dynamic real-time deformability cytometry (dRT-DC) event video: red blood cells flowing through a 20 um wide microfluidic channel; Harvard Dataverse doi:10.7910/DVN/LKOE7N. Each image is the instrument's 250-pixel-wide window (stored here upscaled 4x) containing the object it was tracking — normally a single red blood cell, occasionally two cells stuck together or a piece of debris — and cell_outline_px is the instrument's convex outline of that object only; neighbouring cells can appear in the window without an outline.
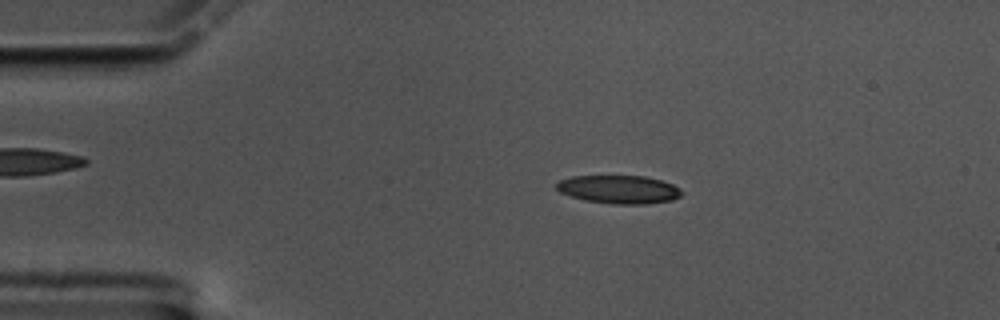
{"species": "common noctule bat (a hibernating species)", "species_latin": "Nyctalus noctula", "temperature_condition": "cold", "stored_images_in_passage": 58, "camera_frame_rate_fps": 3000, "um_per_image_px": 0.085, "animal": {"sex": "male", "body_mass_g": 17.5, "forearm_length_mm": 52.3}, "frame": {"image": 1, "passage_image": 11, "time_ms": 3.333, "image_size_px": [1000, 320], "cell_outline_px": [[684, 192], [680, 196], [672, 200], [648, 204], [612, 204], [584, 200], [560, 192], [556, 188], [556, 184], [560, 180], [572, 176], [644, 176], [660, 180], [672, 184], [680, 188]], "centroid_in_image_um": [52.63, 16.1], "position_along_channel_um": 32.4, "area_um2": 20.63}}
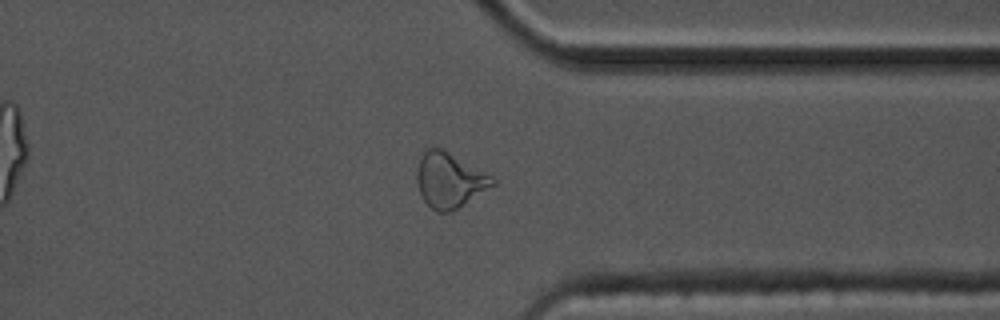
{"frame": {"image": 2, "passage_image": 45, "time_ms": 14.667, "image_size_px": [1000, 320], "cell_outline_px": [[496, 184], [452, 212], [436, 212], [424, 200], [420, 192], [416, 180], [416, 172], [420, 156], [424, 148], [444, 148], [492, 176], [496, 180]], "centroid_in_image_um": [38.2, 15.29], "position_along_channel_um": 373.2, "area_um2": 24.51}}
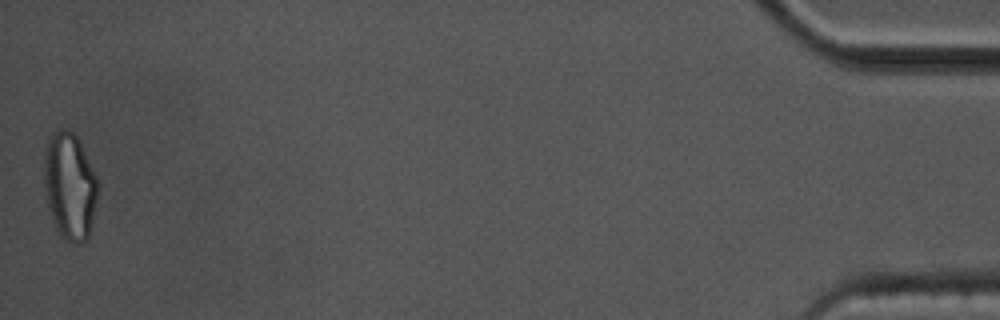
{"frame": {"image": 3, "passage_image": 58, "time_ms": 19.0, "image_size_px": [1000, 320], "cell_outline_px": [[100, 188], [88, 236], [80, 244], [72, 244], [64, 240], [60, 236], [52, 220], [48, 208], [44, 188], [44, 152], [48, 136], [52, 132], [64, 128], [72, 132], [76, 136], [100, 184]], "centroid_in_image_um": [5.91, 15.83], "position_along_channel_um": 429.3, "area_um2": 33.87}, "authors_computed_cell_mechanics": {"area_um2": 21.4438, "velocity_mm_per_s": 3.4202, "shape_relaxation_time_tau1_ms": null, "shape_relaxation_time_tau2_ms": 3.0234, "deformation_change_tau1": null, "deformation_change_tau2": 0.0986}}